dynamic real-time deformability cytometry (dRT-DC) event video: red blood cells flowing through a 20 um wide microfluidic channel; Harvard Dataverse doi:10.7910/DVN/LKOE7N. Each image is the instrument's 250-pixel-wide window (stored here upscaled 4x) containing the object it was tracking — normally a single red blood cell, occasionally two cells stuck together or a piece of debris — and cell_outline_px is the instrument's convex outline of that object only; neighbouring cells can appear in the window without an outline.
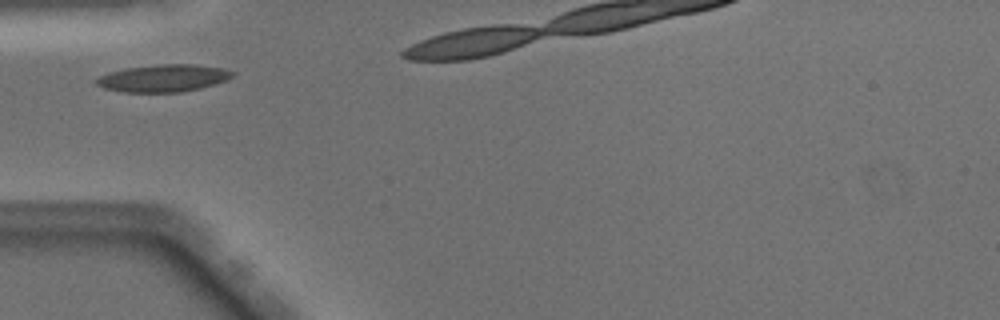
{"species": "Egyptian fruit bat (a non-hibernating species)", "species_latin": "Rousettus aegyptiacus", "temperature_condition": "warm", "stored_images_in_passage": 25, "camera_frame_rate_fps": 3000, "um_per_image_px": 0.085, "animal": {"sex": "male"}, "frame": {"image": 1, "passage_image": 1, "time_ms": 0.0, "image_size_px": [1000, 320], "cell_outline_px": [[236, 72], [232, 76], [224, 80], [200, 88], [180, 92], [124, 92], [104, 88], [96, 84], [92, 80], [108, 72], [128, 68], [160, 64], [196, 64], [220, 68]], "centroid_in_image_um": [13.83, 6.64], "position_along_channel_um": 71.2, "area_um2": 21.44}}
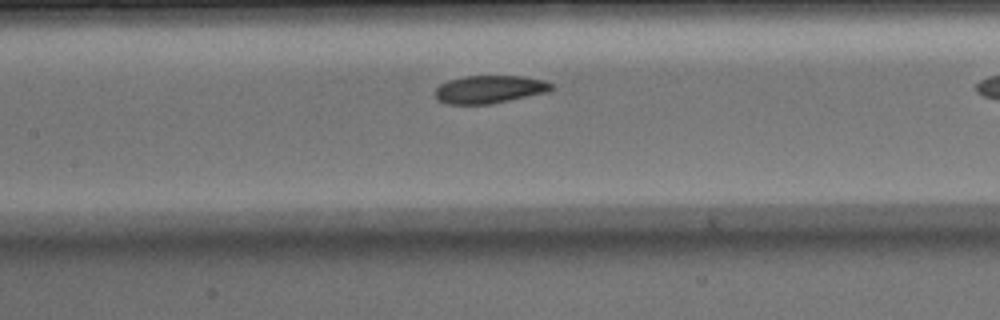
{"frame": {"image": 2, "passage_image": 8, "time_ms": 2.333, "image_size_px": [1000, 320], "cell_outline_px": [[556, 88], [548, 92], [488, 104], [448, 104], [440, 100], [436, 96], [436, 88], [440, 84], [448, 80], [464, 76], [524, 76], [544, 80], [552, 84]], "centroid_in_image_um": [41.64, 7.58], "position_along_channel_um": 165.8, "area_um2": 18.79}}
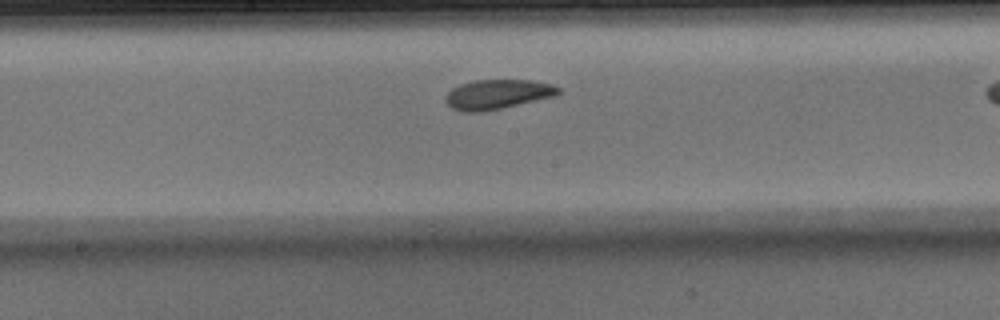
{"frame": {"image": 3, "passage_image": 11, "time_ms": 3.333, "image_size_px": [1000, 320], "cell_outline_px": [[560, 92], [556, 96], [500, 108], [480, 112], [464, 112], [452, 108], [444, 100], [448, 92], [452, 88], [460, 84], [476, 80], [532, 80], [552, 84], [560, 88]], "centroid_in_image_um": [42.29, 8.01], "position_along_channel_um": 205.9, "area_um2": 19.36}}